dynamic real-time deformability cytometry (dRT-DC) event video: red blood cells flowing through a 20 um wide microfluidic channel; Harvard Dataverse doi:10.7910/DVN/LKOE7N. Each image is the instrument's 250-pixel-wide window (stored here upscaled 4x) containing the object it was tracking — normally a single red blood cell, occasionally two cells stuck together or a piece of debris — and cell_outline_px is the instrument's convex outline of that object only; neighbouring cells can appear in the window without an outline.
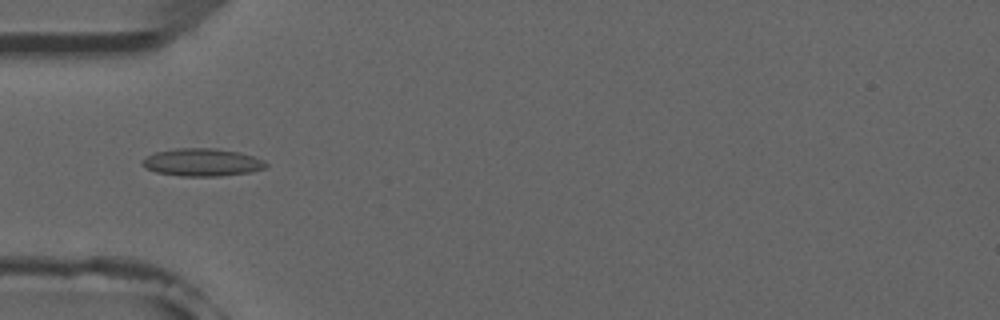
{"species": "common noctule bat (a hibernating species)", "species_latin": "Nyctalus noctula", "temperature_condition": "room temperature", "stored_images_in_passage": 5, "camera_frame_rate_fps": 3000, "um_per_image_px": 0.085, "animal": {"sex": "male", "forearm_length_mm": 52.5}, "frame": {"image": 1, "passage_image": 5, "time_ms": 4.667, "image_size_px": [1000, 320], "cell_outline_px": [[268, 164], [264, 168], [248, 172], [220, 176], [180, 176], [156, 172], [140, 164], [140, 160], [156, 152], [176, 148], [216, 148], [240, 152], [264, 160]], "centroid_in_image_um": [17.16, 13.79], "position_along_channel_um": 67.8, "area_um2": 19.88}}